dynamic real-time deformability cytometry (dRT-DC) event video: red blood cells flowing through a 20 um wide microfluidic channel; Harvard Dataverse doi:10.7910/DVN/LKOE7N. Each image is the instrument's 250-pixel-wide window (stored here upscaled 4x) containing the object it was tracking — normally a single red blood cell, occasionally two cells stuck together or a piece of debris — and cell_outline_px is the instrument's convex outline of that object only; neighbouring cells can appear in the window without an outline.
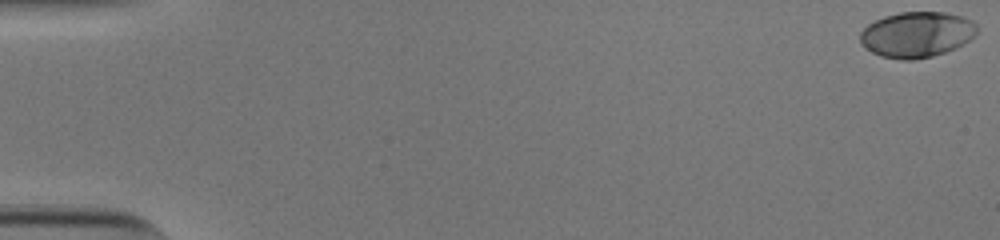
{"species": "human", "species_latin": "Homo sapiens", "temperature_condition": "cold", "stored_images_in_passage": 47, "camera_frame_rate_fps": 3000, "um_per_image_px": 0.085, "donor": {"sex": "male"}, "frame": {"image": 1, "passage_image": 1, "time_ms": 0.0, "image_size_px": [1000, 240], "cell_outline_px": [[976, 32], [968, 40], [956, 48], [932, 56], [912, 60], [900, 60], [880, 56], [864, 48], [860, 44], [860, 32], [868, 24], [884, 16], [900, 12], [944, 12], [964, 16], [972, 20], [976, 24]], "centroid_in_image_um": [77.89, 2.93], "position_along_channel_um": 7.1, "area_um2": 31.15}}
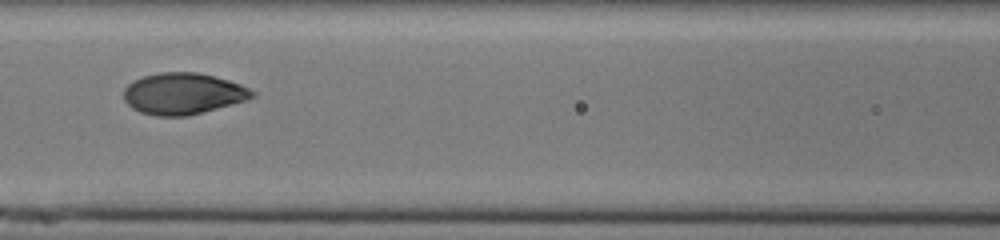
{"frame": {"image": 2, "passage_image": 26, "time_ms": 8.333, "image_size_px": [1000, 240], "cell_outline_px": [[256, 96], [248, 100], [188, 116], [156, 116], [140, 112], [132, 108], [124, 100], [124, 88], [132, 80], [144, 76], [160, 72], [200, 72], [228, 80], [240, 84], [256, 92]], "centroid_in_image_um": [15.57, 7.96], "position_along_channel_um": 151.0, "area_um2": 31.21}}
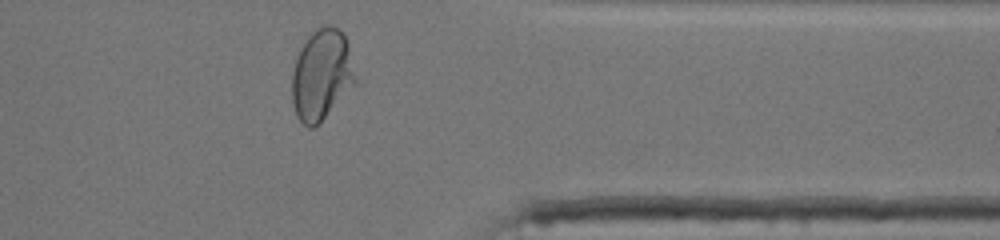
{"frame": {"image": 3, "passage_image": 45, "time_ms": 14.667, "image_size_px": [1000, 240], "cell_outline_px": [[356, 80], [324, 116], [312, 128], [308, 128], [296, 116], [292, 104], [292, 72], [296, 56], [304, 40], [316, 28], [324, 24], [328, 24], [340, 28], [348, 44], [356, 76]], "centroid_in_image_um": [27.29, 6.28], "position_along_channel_um": 384.1, "area_um2": 33.12}, "authors_computed_cell_mechanics": {"area_um2": 30.923, "velocity_mm_per_s": 3.8202, "shape_relaxation_time_tau1_ms": 3.4773, "shape_relaxation_time_tau2_ms": null, "deformation_change_tau1": 0.1785, "deformation_change_tau2": null}}